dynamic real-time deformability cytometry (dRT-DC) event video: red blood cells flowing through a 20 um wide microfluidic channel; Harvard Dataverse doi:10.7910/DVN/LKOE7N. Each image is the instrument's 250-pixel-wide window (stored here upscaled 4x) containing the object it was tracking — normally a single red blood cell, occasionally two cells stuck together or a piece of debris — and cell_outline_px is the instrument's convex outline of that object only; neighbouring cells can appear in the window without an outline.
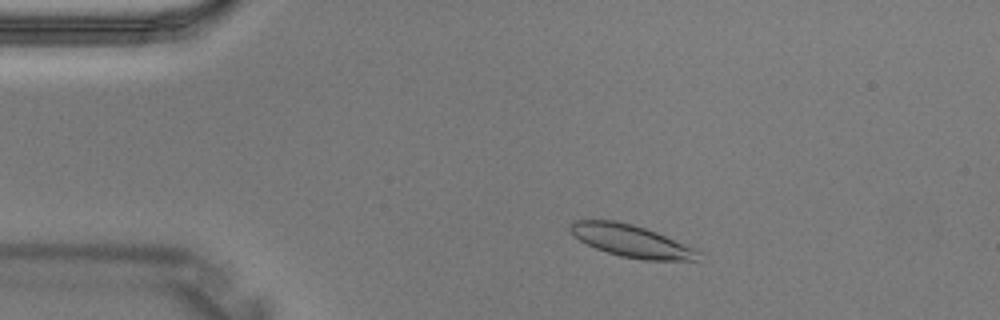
{"species": "Egyptian fruit bat (a non-hibernating species)", "species_latin": "Rousettus aegyptiacus", "temperature_condition": "warm", "stored_images_in_passage": 4, "camera_frame_rate_fps": 3000, "um_per_image_px": 0.085, "animal": {"sex": "male"}, "frame": {"image": 1, "passage_image": 2, "time_ms": 0.333, "image_size_px": [1000, 320], "cell_outline_px": [[700, 252], [696, 260], [644, 260], [620, 256], [596, 248], [580, 240], [568, 228], [572, 220], [616, 220], [632, 224], [656, 232], [692, 248]], "centroid_in_image_um": [53.6, 20.47], "position_along_channel_um": 31.4, "area_um2": 23.52}}